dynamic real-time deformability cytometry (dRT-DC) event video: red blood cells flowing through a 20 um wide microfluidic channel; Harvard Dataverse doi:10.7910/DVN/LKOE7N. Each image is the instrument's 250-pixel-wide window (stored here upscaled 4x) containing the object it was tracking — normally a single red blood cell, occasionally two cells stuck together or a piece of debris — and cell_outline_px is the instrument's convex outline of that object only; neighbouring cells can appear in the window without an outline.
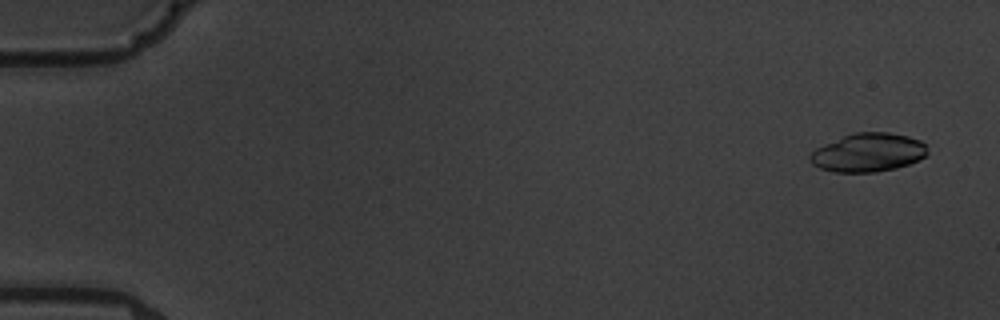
{"species": "common noctule bat (a hibernating species)", "species_latin": "Nyctalus noctula", "temperature_condition": "warm", "stored_images_in_passage": 7, "camera_frame_rate_fps": 3000, "um_per_image_px": 0.085, "animal": {"sex": "male", "body_mass_g": 19.5, "forearm_length_mm": 54.6}, "frame": {"image": 1, "passage_image": 1, "time_ms": 0.0, "image_size_px": [1000, 320], "cell_outline_px": [[928, 152], [924, 156], [908, 164], [896, 168], [876, 172], [836, 172], [820, 168], [812, 164], [808, 160], [808, 156], [816, 148], [824, 144], [852, 132], [888, 132], [908, 136], [920, 140], [924, 144]], "centroid_in_image_um": [73.76, 12.96], "position_along_channel_um": 11.2, "area_um2": 26.36}}